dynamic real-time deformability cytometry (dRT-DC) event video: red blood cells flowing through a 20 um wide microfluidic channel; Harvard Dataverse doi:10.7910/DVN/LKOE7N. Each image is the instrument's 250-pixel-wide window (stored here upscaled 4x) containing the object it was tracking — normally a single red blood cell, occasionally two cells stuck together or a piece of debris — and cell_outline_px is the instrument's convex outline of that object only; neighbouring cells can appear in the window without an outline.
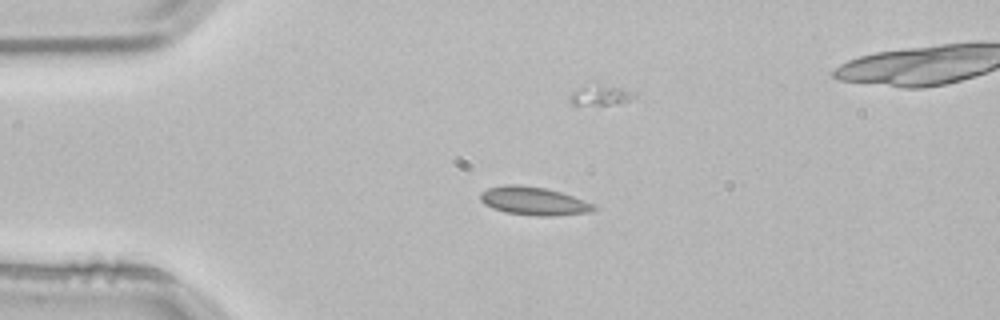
{"species": "common noctule bat (a hibernating species)", "species_latin": "Nyctalus noctula", "temperature_condition": "room temperature", "stored_images_in_passage": 4, "camera_frame_rate_fps": 3000, "um_per_image_px": 0.085, "animal": {"sex": "male", "body_mass_g": 21.5, "forearm_length_mm": 52.0}, "frame": {"image": 1, "passage_image": 2, "time_ms": 0.333, "image_size_px": [1000, 320], "cell_outline_px": [[596, 208], [592, 212], [552, 216], [540, 216], [504, 212], [492, 208], [484, 204], [480, 200], [480, 192], [488, 188], [504, 184], [520, 184], [544, 188], [560, 192], [584, 200], [592, 204]], "centroid_in_image_um": [45.32, 17.08], "position_along_channel_um": 39.7, "area_um2": 18.67}}